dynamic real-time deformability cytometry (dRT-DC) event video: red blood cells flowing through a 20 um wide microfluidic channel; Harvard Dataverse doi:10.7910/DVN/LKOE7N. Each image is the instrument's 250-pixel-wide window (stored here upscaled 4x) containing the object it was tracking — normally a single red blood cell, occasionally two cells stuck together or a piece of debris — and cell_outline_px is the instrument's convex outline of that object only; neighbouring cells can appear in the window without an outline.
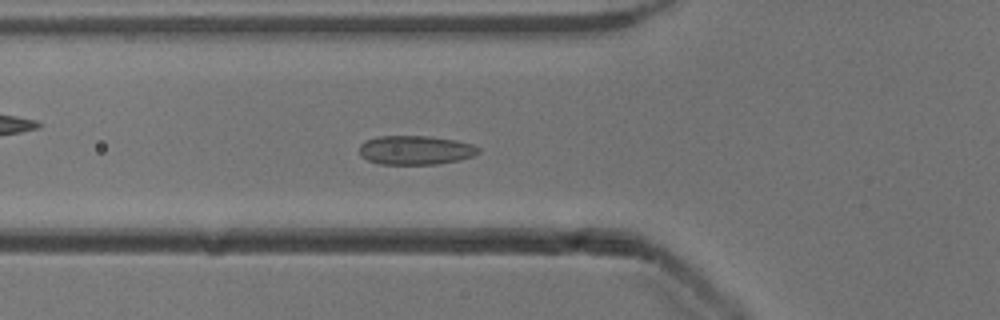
{"species": "common noctule bat (a hibernating species)", "species_latin": "Nyctalus noctula", "temperature_condition": "cold", "stored_images_in_passage": 46, "camera_frame_rate_fps": 3000, "um_per_image_px": 0.085, "animal": {"sex": "male", "body_mass_g": 13.3}, "frame": {"image": 1, "passage_image": 12, "time_ms": 3.667, "image_size_px": [1000, 320], "cell_outline_px": [[480, 152], [472, 156], [460, 160], [436, 164], [380, 164], [368, 160], [360, 156], [360, 144], [368, 140], [380, 136], [428, 136], [456, 140], [472, 144], [480, 148]], "centroid_in_image_um": [35.33, 12.76], "position_along_channel_um": 90.5, "area_um2": 20.11}}
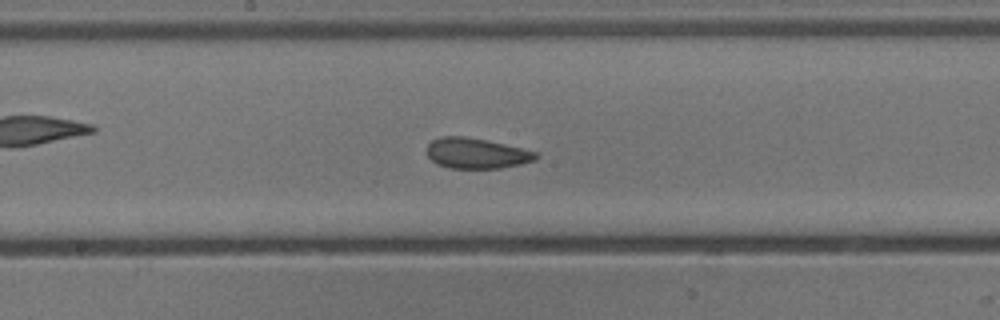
{"frame": {"image": 2, "passage_image": 21, "time_ms": 6.667, "image_size_px": [1000, 320], "cell_outline_px": [[540, 156], [536, 160], [520, 164], [500, 168], [448, 168], [436, 164], [428, 156], [428, 144], [432, 140], [440, 136], [464, 136], [504, 144], [536, 152]], "centroid_in_image_um": [40.48, 13.03], "position_along_channel_um": 207.7, "area_um2": 19.25}}
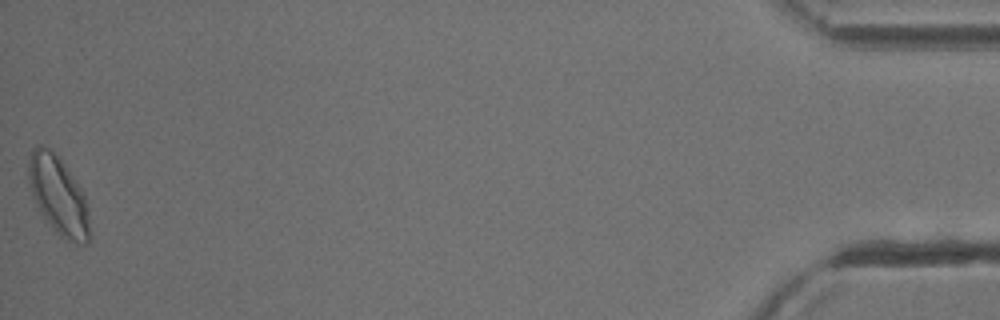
{"frame": {"image": 3, "passage_image": 46, "time_ms": 15.0, "image_size_px": [1000, 320], "cell_outline_px": [[88, 244], [80, 248], [60, 236], [56, 232], [44, 216], [36, 204], [32, 196], [28, 180], [28, 160], [32, 148], [40, 144], [48, 148], [64, 164], [76, 180], [84, 192], [88, 208]], "centroid_in_image_um": [4.97, 16.65], "position_along_channel_um": 430.2, "area_um2": 27.92}, "authors_computed_cell_mechanics": {"area_um2": 20.3745, "velocity_mm_per_s": 3.8931, "shape_relaxation_time_tau1_ms": 5.7941, "shape_relaxation_time_tau2_ms": 1.7923, "deformation_change_tau1": 0.0872, "deformation_change_tau2": 0.0666}}